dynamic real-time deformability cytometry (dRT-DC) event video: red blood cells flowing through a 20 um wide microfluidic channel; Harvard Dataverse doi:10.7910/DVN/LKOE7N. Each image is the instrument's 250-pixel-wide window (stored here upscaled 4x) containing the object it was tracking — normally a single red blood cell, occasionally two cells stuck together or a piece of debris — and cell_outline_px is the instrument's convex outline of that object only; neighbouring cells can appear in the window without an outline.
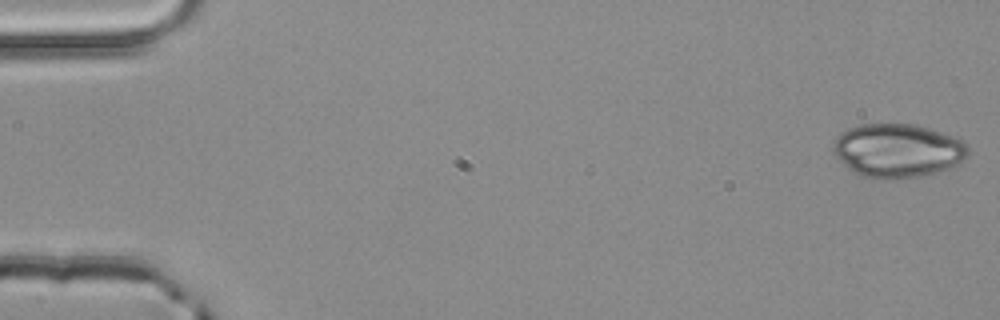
{"species": "common noctule bat (a hibernating species)", "species_latin": "Nyctalus noctula", "temperature_condition": "room temperature", "stored_images_in_passage": 4, "camera_frame_rate_fps": 3000, "um_per_image_px": 0.085, "animal": {"sex": "male", "body_mass_g": 20.4}, "frame": {"image": 1, "passage_image": 1, "time_ms": 0.0, "image_size_px": [1000, 320], "cell_outline_px": [[968, 156], [956, 164], [948, 168], [936, 172], [920, 176], [896, 180], [876, 180], [860, 176], [852, 172], [832, 152], [832, 144], [836, 136], [840, 132], [848, 128], [860, 124], [916, 124], [964, 140], [968, 144]], "centroid_in_image_um": [76.26, 12.81], "position_along_channel_um": 8.7, "area_um2": 42.83}}